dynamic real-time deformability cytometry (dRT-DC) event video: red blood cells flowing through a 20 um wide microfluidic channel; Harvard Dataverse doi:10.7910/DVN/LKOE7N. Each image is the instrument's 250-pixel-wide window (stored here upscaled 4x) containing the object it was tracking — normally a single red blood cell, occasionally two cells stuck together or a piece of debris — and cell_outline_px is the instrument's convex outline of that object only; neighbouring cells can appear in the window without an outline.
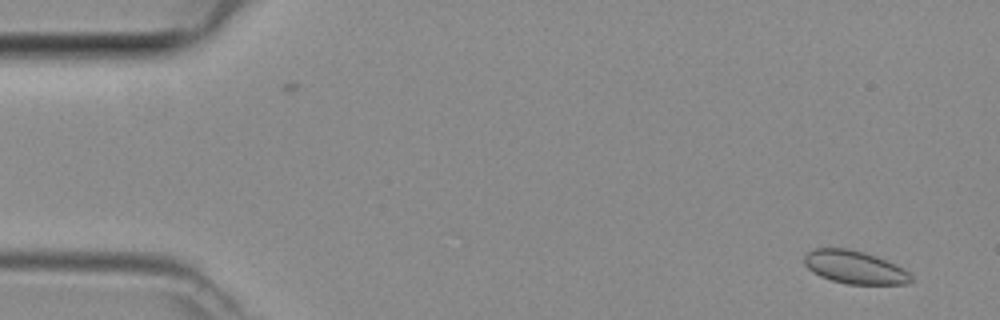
{"species": "common noctule bat (a hibernating species)", "species_latin": "Nyctalus noctula", "temperature_condition": "room temperature", "stored_images_in_passage": 3, "camera_frame_rate_fps": 3000, "um_per_image_px": 0.085, "animal": {"sex": "female", "body_mass_g": 29.2, "forearm_length_mm": 56.3}, "frame": {"image": 1, "passage_image": 1, "time_ms": 0.0, "image_size_px": [1000, 320], "cell_outline_px": [[916, 280], [908, 284], [848, 284], [832, 280], [820, 276], [812, 272], [804, 264], [804, 256], [812, 248], [848, 248], [864, 252], [876, 256], [896, 264], [904, 268]], "centroid_in_image_um": [72.67, 22.71], "position_along_channel_um": 12.3, "area_um2": 20.75}}